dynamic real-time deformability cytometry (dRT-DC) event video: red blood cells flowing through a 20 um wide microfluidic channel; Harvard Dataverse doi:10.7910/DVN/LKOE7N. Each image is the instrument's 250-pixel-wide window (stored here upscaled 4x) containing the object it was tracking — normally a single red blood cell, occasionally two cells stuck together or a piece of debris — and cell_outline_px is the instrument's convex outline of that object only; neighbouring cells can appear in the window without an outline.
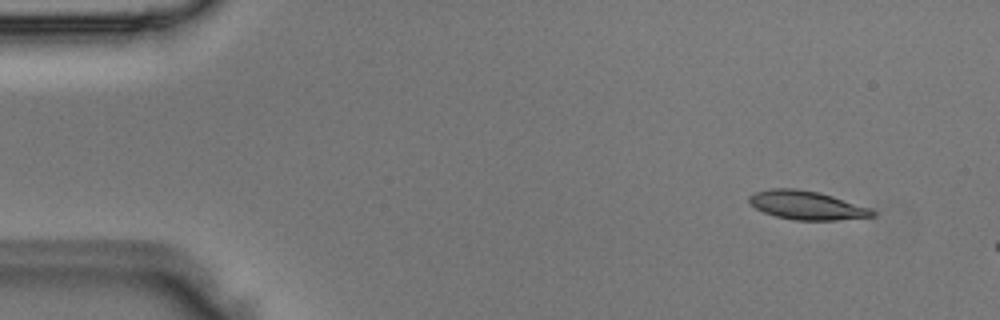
{"species": "Egyptian fruit bat (a non-hibernating species)", "species_latin": "Rousettus aegyptiacus", "temperature_condition": "room temperature", "stored_images_in_passage": 5, "segment_of_instrument_passage": [2, 2], "camera_frame_rate_fps": 3000, "um_per_image_px": 0.085, "animal": {"sex": "male"}, "frame": {"image": 1, "passage_image": 5, "time_ms": 1.333, "image_size_px": [1000, 320], "cell_outline_px": [[876, 216], [836, 220], [796, 220], [776, 216], [764, 212], [756, 208], [748, 200], [748, 196], [752, 192], [768, 188], [796, 188], [820, 192], [868, 208], [876, 212]], "centroid_in_image_um": [68.52, 17.43], "position_along_channel_um": 16.5, "area_um2": 20.52}}